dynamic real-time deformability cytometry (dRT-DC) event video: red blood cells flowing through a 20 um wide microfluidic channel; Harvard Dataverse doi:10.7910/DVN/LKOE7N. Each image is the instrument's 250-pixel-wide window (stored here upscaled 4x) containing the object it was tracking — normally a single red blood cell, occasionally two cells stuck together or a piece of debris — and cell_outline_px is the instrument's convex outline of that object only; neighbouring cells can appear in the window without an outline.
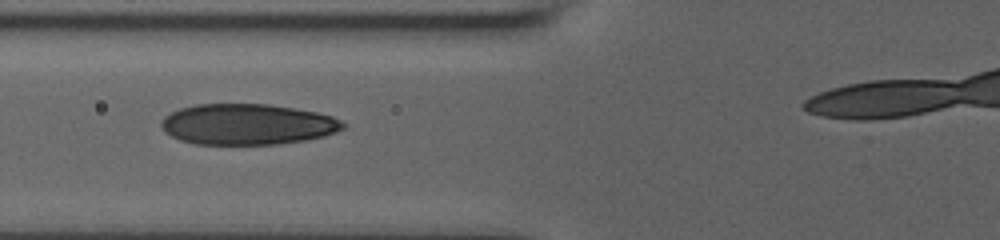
{"species": "human", "species_latin": "Homo sapiens", "temperature_condition": "room temperature", "stored_images_in_passage": 30, "camera_frame_rate_fps": 3000, "um_per_image_px": 0.085, "donor": {"sex": "male"}, "frame": {"image": 1, "passage_image": 6, "time_ms": 2.0, "image_size_px": [1000, 240], "cell_outline_px": [[344, 128], [336, 132], [324, 136], [308, 140], [280, 144], [196, 144], [180, 140], [164, 132], [160, 124], [164, 116], [180, 108], [196, 104], [268, 104], [316, 112], [332, 116], [340, 120], [344, 124]], "centroid_in_image_um": [21.02, 10.57], "position_along_channel_um": 104.8, "area_um2": 43.29}}
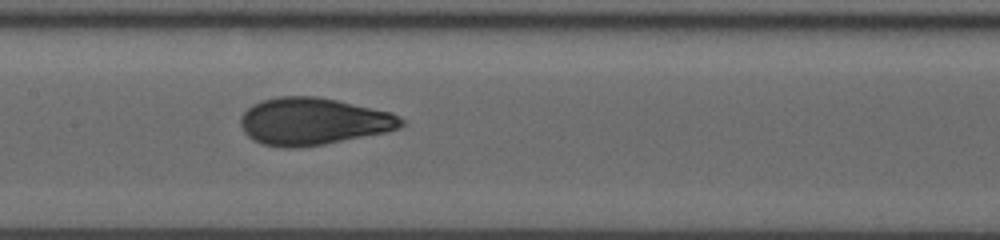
{"frame": {"image": 2, "passage_image": 12, "time_ms": 4.0, "image_size_px": [1000, 240], "cell_outline_px": [[404, 124], [400, 128], [388, 132], [324, 144], [296, 148], [280, 148], [260, 144], [252, 140], [244, 132], [240, 124], [240, 116], [252, 104], [260, 100], [276, 96], [316, 96], [336, 100], [392, 112], [400, 116], [404, 120]], "centroid_in_image_um": [26.6, 10.32], "position_along_channel_um": 180.8, "area_um2": 44.68}}
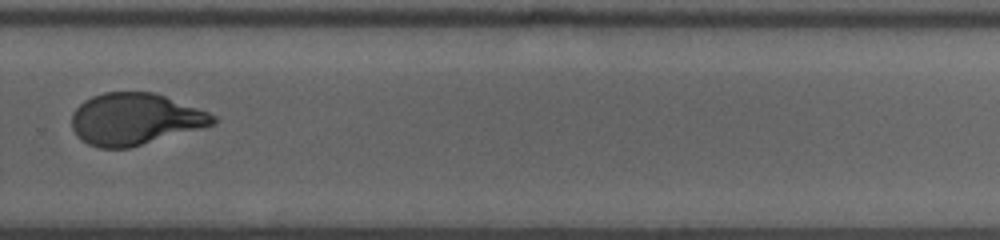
{"frame": {"image": 3, "passage_image": 21, "time_ms": 7.667, "image_size_px": [1000, 240], "cell_outline_px": [[220, 120], [216, 124], [128, 148], [100, 148], [88, 144], [80, 140], [76, 136], [72, 128], [72, 112], [84, 100], [92, 96], [104, 92], [156, 92], [208, 112], [216, 116]], "centroid_in_image_um": [11.47, 10.12], "position_along_channel_um": 318.3, "area_um2": 42.71}}